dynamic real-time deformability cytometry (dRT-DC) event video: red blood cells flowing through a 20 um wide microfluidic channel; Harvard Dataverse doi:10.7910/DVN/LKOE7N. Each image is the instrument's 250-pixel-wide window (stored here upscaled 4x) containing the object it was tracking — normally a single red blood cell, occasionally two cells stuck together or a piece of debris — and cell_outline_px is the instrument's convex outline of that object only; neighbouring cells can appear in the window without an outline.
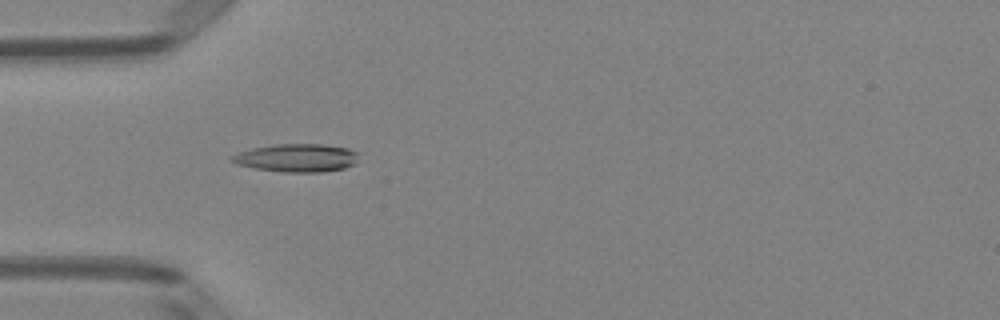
{"species": "Egyptian fruit bat (a non-hibernating species)", "species_latin": "Rousettus aegyptiacus", "temperature_condition": "room temperature", "stored_images_in_passage": 6, "camera_frame_rate_fps": 3000, "um_per_image_px": 0.085, "animal": {"sex": "female"}, "frame": {"image": 1, "passage_image": 4, "time_ms": 1.0, "image_size_px": [1000, 320], "cell_outline_px": [[360, 152], [356, 164], [344, 168], [320, 172], [284, 172], [256, 168], [236, 164], [228, 160], [228, 156], [236, 152], [252, 148], [276, 144], [324, 144], [348, 148]], "centroid_in_image_um": [25.21, 13.41], "position_along_channel_um": 59.8, "area_um2": 21.1}}
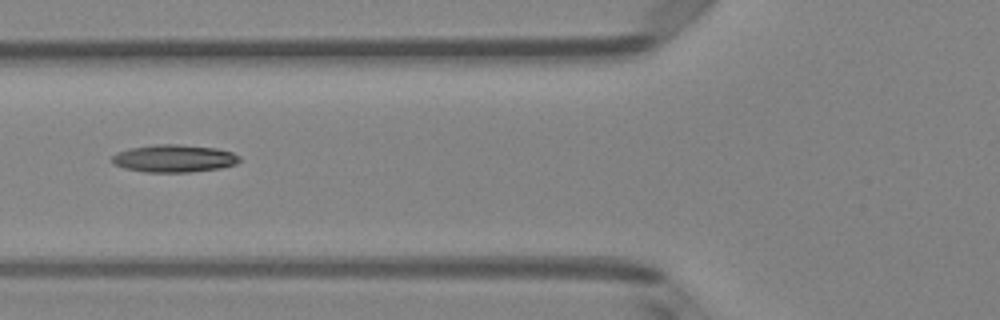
{"frame": {"image": 2, "passage_image": 5, "time_ms": 1.333, "image_size_px": [1000, 320], "cell_outline_px": [[240, 160], [236, 164], [220, 168], [188, 172], [144, 172], [124, 168], [112, 164], [112, 156], [116, 152], [132, 148], [156, 144], [176, 144], [216, 148], [232, 152], [240, 156]], "centroid_in_image_um": [14.78, 13.47], "position_along_channel_um": 111.0, "area_um2": 20.46}}
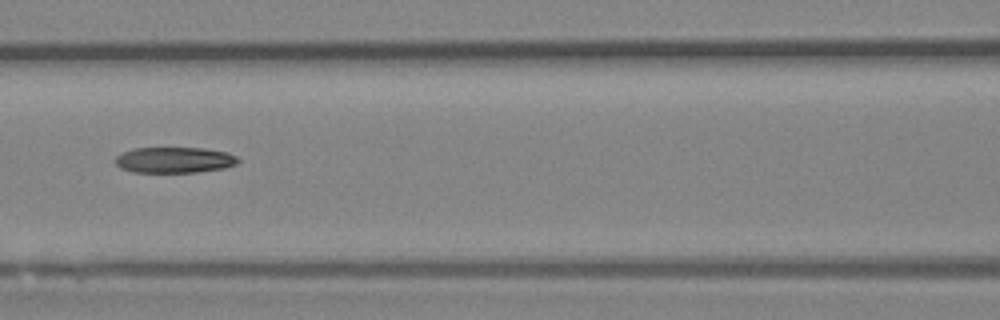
{"frame": {"image": 3, "passage_image": 6, "time_ms": 1.667, "image_size_px": [1000, 320], "cell_outline_px": [[240, 160], [236, 164], [224, 168], [196, 172], [132, 172], [120, 168], [112, 160], [116, 156], [132, 148], [204, 148], [228, 152], [236, 156]], "centroid_in_image_um": [14.8, 13.59], "position_along_channel_um": 151.8, "area_um2": 18.61}}